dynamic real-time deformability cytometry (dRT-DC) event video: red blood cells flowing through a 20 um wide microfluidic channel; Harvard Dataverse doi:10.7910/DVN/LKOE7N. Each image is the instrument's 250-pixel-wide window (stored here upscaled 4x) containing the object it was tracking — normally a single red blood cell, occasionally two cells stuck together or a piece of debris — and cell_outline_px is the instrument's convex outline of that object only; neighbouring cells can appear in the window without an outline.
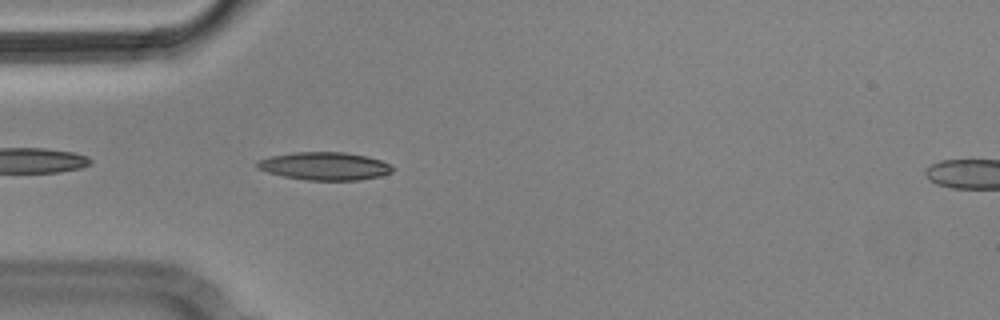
{"species": "Egyptian fruit bat (a non-hibernating species)", "species_latin": "Rousettus aegyptiacus", "temperature_condition": "cold", "stored_images_in_passage": 14, "camera_frame_rate_fps": 3000, "um_per_image_px": 0.085, "animal": {"sex": "male"}, "frame": {"image": 1, "passage_image": 3, "time_ms": 0.667, "image_size_px": [1000, 320], "cell_outline_px": [[396, 168], [392, 172], [380, 176], [360, 180], [304, 180], [284, 176], [268, 172], [256, 168], [256, 164], [260, 160], [272, 156], [292, 152], [344, 152], [368, 156], [380, 160]], "centroid_in_image_um": [27.62, 14.12], "position_along_channel_um": 57.4, "area_um2": 22.02}}
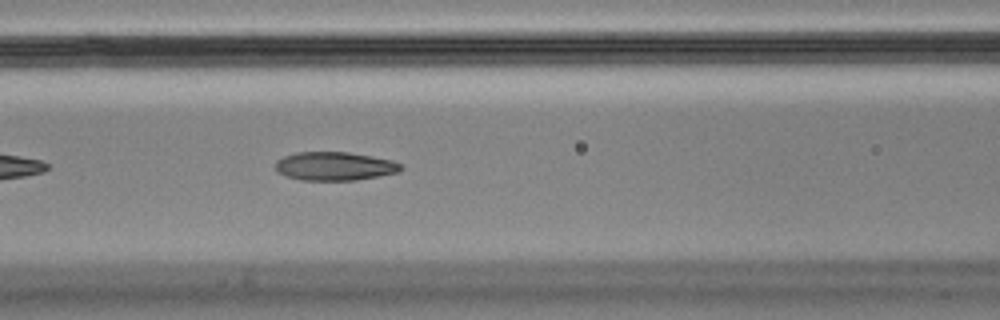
{"frame": {"image": 2, "passage_image": 10, "time_ms": 3.0, "image_size_px": [1000, 320], "cell_outline_px": [[400, 168], [396, 172], [356, 180], [300, 180], [276, 172], [276, 160], [284, 156], [296, 152], [348, 152], [392, 160], [400, 164]], "centroid_in_image_um": [28.37, 14.12], "position_along_channel_um": 138.2, "area_um2": 20.58}}